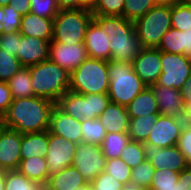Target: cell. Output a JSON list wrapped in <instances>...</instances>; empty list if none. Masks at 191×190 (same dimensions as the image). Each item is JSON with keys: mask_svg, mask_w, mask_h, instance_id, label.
<instances>
[{"mask_svg": "<svg viewBox=\"0 0 191 190\" xmlns=\"http://www.w3.org/2000/svg\"><path fill=\"white\" fill-rule=\"evenodd\" d=\"M125 0H98L91 10L93 14L104 16H123Z\"/></svg>", "mask_w": 191, "mask_h": 190, "instance_id": "obj_42", "label": "cell"}, {"mask_svg": "<svg viewBox=\"0 0 191 190\" xmlns=\"http://www.w3.org/2000/svg\"><path fill=\"white\" fill-rule=\"evenodd\" d=\"M160 114H149L146 116H140L136 118H130L128 135L132 141L146 142L150 132L151 127L156 122Z\"/></svg>", "mask_w": 191, "mask_h": 190, "instance_id": "obj_28", "label": "cell"}, {"mask_svg": "<svg viewBox=\"0 0 191 190\" xmlns=\"http://www.w3.org/2000/svg\"><path fill=\"white\" fill-rule=\"evenodd\" d=\"M108 61L87 58L70 73V91L104 94L109 91Z\"/></svg>", "mask_w": 191, "mask_h": 190, "instance_id": "obj_5", "label": "cell"}, {"mask_svg": "<svg viewBox=\"0 0 191 190\" xmlns=\"http://www.w3.org/2000/svg\"><path fill=\"white\" fill-rule=\"evenodd\" d=\"M87 58L88 54L84 43L66 44L57 41H50L49 43L48 59L69 73Z\"/></svg>", "mask_w": 191, "mask_h": 190, "instance_id": "obj_13", "label": "cell"}, {"mask_svg": "<svg viewBox=\"0 0 191 190\" xmlns=\"http://www.w3.org/2000/svg\"><path fill=\"white\" fill-rule=\"evenodd\" d=\"M55 103L50 99L32 96L12 100L1 122L20 134L39 133L49 129L50 114Z\"/></svg>", "mask_w": 191, "mask_h": 190, "instance_id": "obj_1", "label": "cell"}, {"mask_svg": "<svg viewBox=\"0 0 191 190\" xmlns=\"http://www.w3.org/2000/svg\"><path fill=\"white\" fill-rule=\"evenodd\" d=\"M46 163V157H28L27 159H21L17 170L28 179L36 180L46 185L49 180Z\"/></svg>", "mask_w": 191, "mask_h": 190, "instance_id": "obj_26", "label": "cell"}, {"mask_svg": "<svg viewBox=\"0 0 191 190\" xmlns=\"http://www.w3.org/2000/svg\"><path fill=\"white\" fill-rule=\"evenodd\" d=\"M122 190H146V189L138 187L137 185L129 182L126 185H124Z\"/></svg>", "mask_w": 191, "mask_h": 190, "instance_id": "obj_56", "label": "cell"}, {"mask_svg": "<svg viewBox=\"0 0 191 190\" xmlns=\"http://www.w3.org/2000/svg\"><path fill=\"white\" fill-rule=\"evenodd\" d=\"M86 184L82 174L74 166H69L49 176L45 190H76Z\"/></svg>", "mask_w": 191, "mask_h": 190, "instance_id": "obj_23", "label": "cell"}, {"mask_svg": "<svg viewBox=\"0 0 191 190\" xmlns=\"http://www.w3.org/2000/svg\"><path fill=\"white\" fill-rule=\"evenodd\" d=\"M98 0H81V8L92 10L97 5Z\"/></svg>", "mask_w": 191, "mask_h": 190, "instance_id": "obj_53", "label": "cell"}, {"mask_svg": "<svg viewBox=\"0 0 191 190\" xmlns=\"http://www.w3.org/2000/svg\"><path fill=\"white\" fill-rule=\"evenodd\" d=\"M22 16L10 5L0 6V33L9 34L11 32H18Z\"/></svg>", "mask_w": 191, "mask_h": 190, "instance_id": "obj_33", "label": "cell"}, {"mask_svg": "<svg viewBox=\"0 0 191 190\" xmlns=\"http://www.w3.org/2000/svg\"><path fill=\"white\" fill-rule=\"evenodd\" d=\"M76 143L68 141L62 136L55 135L48 131V152L46 164L49 176L56 174L65 167L72 166L77 149Z\"/></svg>", "mask_w": 191, "mask_h": 190, "instance_id": "obj_11", "label": "cell"}, {"mask_svg": "<svg viewBox=\"0 0 191 190\" xmlns=\"http://www.w3.org/2000/svg\"><path fill=\"white\" fill-rule=\"evenodd\" d=\"M19 32L21 35L40 38L50 42L53 35V19L27 13L22 16Z\"/></svg>", "mask_w": 191, "mask_h": 190, "instance_id": "obj_22", "label": "cell"}, {"mask_svg": "<svg viewBox=\"0 0 191 190\" xmlns=\"http://www.w3.org/2000/svg\"><path fill=\"white\" fill-rule=\"evenodd\" d=\"M7 84L13 99L34 96L30 70L28 67H22L10 80L7 81Z\"/></svg>", "mask_w": 191, "mask_h": 190, "instance_id": "obj_27", "label": "cell"}, {"mask_svg": "<svg viewBox=\"0 0 191 190\" xmlns=\"http://www.w3.org/2000/svg\"><path fill=\"white\" fill-rule=\"evenodd\" d=\"M162 73L153 85L181 89L191 75V59L183 54H173L161 51Z\"/></svg>", "mask_w": 191, "mask_h": 190, "instance_id": "obj_9", "label": "cell"}, {"mask_svg": "<svg viewBox=\"0 0 191 190\" xmlns=\"http://www.w3.org/2000/svg\"><path fill=\"white\" fill-rule=\"evenodd\" d=\"M160 115L177 119H184L185 101L179 89L168 88L162 85H150Z\"/></svg>", "mask_w": 191, "mask_h": 190, "instance_id": "obj_15", "label": "cell"}, {"mask_svg": "<svg viewBox=\"0 0 191 190\" xmlns=\"http://www.w3.org/2000/svg\"><path fill=\"white\" fill-rule=\"evenodd\" d=\"M34 96L58 101L70 88V73L55 62L47 59L28 66Z\"/></svg>", "mask_w": 191, "mask_h": 190, "instance_id": "obj_3", "label": "cell"}, {"mask_svg": "<svg viewBox=\"0 0 191 190\" xmlns=\"http://www.w3.org/2000/svg\"><path fill=\"white\" fill-rule=\"evenodd\" d=\"M49 41L21 35L16 57L23 67L38 64L48 59Z\"/></svg>", "mask_w": 191, "mask_h": 190, "instance_id": "obj_19", "label": "cell"}, {"mask_svg": "<svg viewBox=\"0 0 191 190\" xmlns=\"http://www.w3.org/2000/svg\"><path fill=\"white\" fill-rule=\"evenodd\" d=\"M5 126L2 124V122L0 121V132L1 130L4 128Z\"/></svg>", "mask_w": 191, "mask_h": 190, "instance_id": "obj_60", "label": "cell"}, {"mask_svg": "<svg viewBox=\"0 0 191 190\" xmlns=\"http://www.w3.org/2000/svg\"><path fill=\"white\" fill-rule=\"evenodd\" d=\"M5 176L6 170L0 169V190H5Z\"/></svg>", "mask_w": 191, "mask_h": 190, "instance_id": "obj_55", "label": "cell"}, {"mask_svg": "<svg viewBox=\"0 0 191 190\" xmlns=\"http://www.w3.org/2000/svg\"><path fill=\"white\" fill-rule=\"evenodd\" d=\"M9 4H10V0H0V6L1 7L9 5Z\"/></svg>", "mask_w": 191, "mask_h": 190, "instance_id": "obj_58", "label": "cell"}, {"mask_svg": "<svg viewBox=\"0 0 191 190\" xmlns=\"http://www.w3.org/2000/svg\"><path fill=\"white\" fill-rule=\"evenodd\" d=\"M171 25L181 31L191 28V5L179 3L171 6Z\"/></svg>", "mask_w": 191, "mask_h": 190, "instance_id": "obj_36", "label": "cell"}, {"mask_svg": "<svg viewBox=\"0 0 191 190\" xmlns=\"http://www.w3.org/2000/svg\"><path fill=\"white\" fill-rule=\"evenodd\" d=\"M48 152V130L39 133L21 134V159L46 157Z\"/></svg>", "mask_w": 191, "mask_h": 190, "instance_id": "obj_24", "label": "cell"}, {"mask_svg": "<svg viewBox=\"0 0 191 190\" xmlns=\"http://www.w3.org/2000/svg\"><path fill=\"white\" fill-rule=\"evenodd\" d=\"M120 158L130 167L134 168L146 160L143 143L130 140L123 149Z\"/></svg>", "mask_w": 191, "mask_h": 190, "instance_id": "obj_37", "label": "cell"}, {"mask_svg": "<svg viewBox=\"0 0 191 190\" xmlns=\"http://www.w3.org/2000/svg\"><path fill=\"white\" fill-rule=\"evenodd\" d=\"M171 27V6L156 5L134 22L143 48H158L163 35Z\"/></svg>", "mask_w": 191, "mask_h": 190, "instance_id": "obj_7", "label": "cell"}, {"mask_svg": "<svg viewBox=\"0 0 191 190\" xmlns=\"http://www.w3.org/2000/svg\"><path fill=\"white\" fill-rule=\"evenodd\" d=\"M48 131L76 144L82 142L81 121L62 111L56 104L50 114Z\"/></svg>", "mask_w": 191, "mask_h": 190, "instance_id": "obj_17", "label": "cell"}, {"mask_svg": "<svg viewBox=\"0 0 191 190\" xmlns=\"http://www.w3.org/2000/svg\"><path fill=\"white\" fill-rule=\"evenodd\" d=\"M21 134L4 127L0 132V169L17 170L21 161Z\"/></svg>", "mask_w": 191, "mask_h": 190, "instance_id": "obj_18", "label": "cell"}, {"mask_svg": "<svg viewBox=\"0 0 191 190\" xmlns=\"http://www.w3.org/2000/svg\"><path fill=\"white\" fill-rule=\"evenodd\" d=\"M157 5L174 6L180 3V0H155Z\"/></svg>", "mask_w": 191, "mask_h": 190, "instance_id": "obj_54", "label": "cell"}, {"mask_svg": "<svg viewBox=\"0 0 191 190\" xmlns=\"http://www.w3.org/2000/svg\"><path fill=\"white\" fill-rule=\"evenodd\" d=\"M184 123L191 126V96L185 101Z\"/></svg>", "mask_w": 191, "mask_h": 190, "instance_id": "obj_52", "label": "cell"}, {"mask_svg": "<svg viewBox=\"0 0 191 190\" xmlns=\"http://www.w3.org/2000/svg\"><path fill=\"white\" fill-rule=\"evenodd\" d=\"M93 190H122L124 185L105 171L99 173L90 183Z\"/></svg>", "mask_w": 191, "mask_h": 190, "instance_id": "obj_43", "label": "cell"}, {"mask_svg": "<svg viewBox=\"0 0 191 190\" xmlns=\"http://www.w3.org/2000/svg\"><path fill=\"white\" fill-rule=\"evenodd\" d=\"M110 102L127 106L147 85L139 78L129 61H108Z\"/></svg>", "mask_w": 191, "mask_h": 190, "instance_id": "obj_4", "label": "cell"}, {"mask_svg": "<svg viewBox=\"0 0 191 190\" xmlns=\"http://www.w3.org/2000/svg\"><path fill=\"white\" fill-rule=\"evenodd\" d=\"M158 49L166 53L183 54L182 31L171 27L163 35Z\"/></svg>", "mask_w": 191, "mask_h": 190, "instance_id": "obj_39", "label": "cell"}, {"mask_svg": "<svg viewBox=\"0 0 191 190\" xmlns=\"http://www.w3.org/2000/svg\"><path fill=\"white\" fill-rule=\"evenodd\" d=\"M12 96L7 82L0 81V116L2 117L12 103Z\"/></svg>", "mask_w": 191, "mask_h": 190, "instance_id": "obj_46", "label": "cell"}, {"mask_svg": "<svg viewBox=\"0 0 191 190\" xmlns=\"http://www.w3.org/2000/svg\"><path fill=\"white\" fill-rule=\"evenodd\" d=\"M19 39H21V34L19 31L11 32L9 34L0 33V49L16 56L19 46Z\"/></svg>", "mask_w": 191, "mask_h": 190, "instance_id": "obj_45", "label": "cell"}, {"mask_svg": "<svg viewBox=\"0 0 191 190\" xmlns=\"http://www.w3.org/2000/svg\"><path fill=\"white\" fill-rule=\"evenodd\" d=\"M146 160L150 161L154 169H168L180 173L190 164L177 146L159 148L143 142Z\"/></svg>", "mask_w": 191, "mask_h": 190, "instance_id": "obj_12", "label": "cell"}, {"mask_svg": "<svg viewBox=\"0 0 191 190\" xmlns=\"http://www.w3.org/2000/svg\"><path fill=\"white\" fill-rule=\"evenodd\" d=\"M179 174L180 173L168 169H155L148 190H176Z\"/></svg>", "mask_w": 191, "mask_h": 190, "instance_id": "obj_32", "label": "cell"}, {"mask_svg": "<svg viewBox=\"0 0 191 190\" xmlns=\"http://www.w3.org/2000/svg\"><path fill=\"white\" fill-rule=\"evenodd\" d=\"M176 190H191V165L180 172Z\"/></svg>", "mask_w": 191, "mask_h": 190, "instance_id": "obj_47", "label": "cell"}, {"mask_svg": "<svg viewBox=\"0 0 191 190\" xmlns=\"http://www.w3.org/2000/svg\"><path fill=\"white\" fill-rule=\"evenodd\" d=\"M93 13L90 9L60 10L53 19V35L51 41L66 44L84 43L85 34Z\"/></svg>", "mask_w": 191, "mask_h": 190, "instance_id": "obj_6", "label": "cell"}, {"mask_svg": "<svg viewBox=\"0 0 191 190\" xmlns=\"http://www.w3.org/2000/svg\"><path fill=\"white\" fill-rule=\"evenodd\" d=\"M184 124V119L159 115L146 143L159 148L175 146Z\"/></svg>", "mask_w": 191, "mask_h": 190, "instance_id": "obj_14", "label": "cell"}, {"mask_svg": "<svg viewBox=\"0 0 191 190\" xmlns=\"http://www.w3.org/2000/svg\"><path fill=\"white\" fill-rule=\"evenodd\" d=\"M129 118L160 114L150 86L145 87L127 106Z\"/></svg>", "mask_w": 191, "mask_h": 190, "instance_id": "obj_25", "label": "cell"}, {"mask_svg": "<svg viewBox=\"0 0 191 190\" xmlns=\"http://www.w3.org/2000/svg\"><path fill=\"white\" fill-rule=\"evenodd\" d=\"M131 170L130 168L120 157L107 159L105 165V172L114 176L123 185H126L130 182L131 179Z\"/></svg>", "mask_w": 191, "mask_h": 190, "instance_id": "obj_40", "label": "cell"}, {"mask_svg": "<svg viewBox=\"0 0 191 190\" xmlns=\"http://www.w3.org/2000/svg\"><path fill=\"white\" fill-rule=\"evenodd\" d=\"M30 13L43 18L54 19L60 11L57 0H31Z\"/></svg>", "mask_w": 191, "mask_h": 190, "instance_id": "obj_41", "label": "cell"}, {"mask_svg": "<svg viewBox=\"0 0 191 190\" xmlns=\"http://www.w3.org/2000/svg\"><path fill=\"white\" fill-rule=\"evenodd\" d=\"M22 67L16 56L0 49V81L7 82Z\"/></svg>", "mask_w": 191, "mask_h": 190, "instance_id": "obj_38", "label": "cell"}, {"mask_svg": "<svg viewBox=\"0 0 191 190\" xmlns=\"http://www.w3.org/2000/svg\"><path fill=\"white\" fill-rule=\"evenodd\" d=\"M110 102L108 93L79 94L68 90L55 103L62 111L74 119H97Z\"/></svg>", "mask_w": 191, "mask_h": 190, "instance_id": "obj_8", "label": "cell"}, {"mask_svg": "<svg viewBox=\"0 0 191 190\" xmlns=\"http://www.w3.org/2000/svg\"><path fill=\"white\" fill-rule=\"evenodd\" d=\"M82 142L101 146L106 136L105 126L97 119L81 121Z\"/></svg>", "mask_w": 191, "mask_h": 190, "instance_id": "obj_31", "label": "cell"}, {"mask_svg": "<svg viewBox=\"0 0 191 190\" xmlns=\"http://www.w3.org/2000/svg\"><path fill=\"white\" fill-rule=\"evenodd\" d=\"M180 3L191 5V0H180Z\"/></svg>", "mask_w": 191, "mask_h": 190, "instance_id": "obj_59", "label": "cell"}, {"mask_svg": "<svg viewBox=\"0 0 191 190\" xmlns=\"http://www.w3.org/2000/svg\"><path fill=\"white\" fill-rule=\"evenodd\" d=\"M106 160L101 146L80 142L77 145L72 166L90 184L99 173L105 170Z\"/></svg>", "mask_w": 191, "mask_h": 190, "instance_id": "obj_10", "label": "cell"}, {"mask_svg": "<svg viewBox=\"0 0 191 190\" xmlns=\"http://www.w3.org/2000/svg\"><path fill=\"white\" fill-rule=\"evenodd\" d=\"M176 146L184 154L187 162L191 165V126L190 125L184 124Z\"/></svg>", "mask_w": 191, "mask_h": 190, "instance_id": "obj_44", "label": "cell"}, {"mask_svg": "<svg viewBox=\"0 0 191 190\" xmlns=\"http://www.w3.org/2000/svg\"><path fill=\"white\" fill-rule=\"evenodd\" d=\"M183 55L191 59V28L182 31Z\"/></svg>", "mask_w": 191, "mask_h": 190, "instance_id": "obj_49", "label": "cell"}, {"mask_svg": "<svg viewBox=\"0 0 191 190\" xmlns=\"http://www.w3.org/2000/svg\"><path fill=\"white\" fill-rule=\"evenodd\" d=\"M181 95L184 98V101H186L191 96V75L186 80L183 87L180 89Z\"/></svg>", "mask_w": 191, "mask_h": 190, "instance_id": "obj_51", "label": "cell"}, {"mask_svg": "<svg viewBox=\"0 0 191 190\" xmlns=\"http://www.w3.org/2000/svg\"><path fill=\"white\" fill-rule=\"evenodd\" d=\"M109 44L110 41L108 40V35L93 19L87 28L84 39V45L87 49L88 57L92 59L110 61L111 51Z\"/></svg>", "mask_w": 191, "mask_h": 190, "instance_id": "obj_20", "label": "cell"}, {"mask_svg": "<svg viewBox=\"0 0 191 190\" xmlns=\"http://www.w3.org/2000/svg\"><path fill=\"white\" fill-rule=\"evenodd\" d=\"M130 140L128 132L106 133L103 143L101 144V149L105 158H119Z\"/></svg>", "mask_w": 191, "mask_h": 190, "instance_id": "obj_29", "label": "cell"}, {"mask_svg": "<svg viewBox=\"0 0 191 190\" xmlns=\"http://www.w3.org/2000/svg\"><path fill=\"white\" fill-rule=\"evenodd\" d=\"M98 119L105 126L106 133L128 132L130 118L126 106L109 102Z\"/></svg>", "mask_w": 191, "mask_h": 190, "instance_id": "obj_21", "label": "cell"}, {"mask_svg": "<svg viewBox=\"0 0 191 190\" xmlns=\"http://www.w3.org/2000/svg\"><path fill=\"white\" fill-rule=\"evenodd\" d=\"M154 171L155 169L150 161L145 160L141 164L132 168L130 182L138 187L148 190L151 185Z\"/></svg>", "mask_w": 191, "mask_h": 190, "instance_id": "obj_35", "label": "cell"}, {"mask_svg": "<svg viewBox=\"0 0 191 190\" xmlns=\"http://www.w3.org/2000/svg\"><path fill=\"white\" fill-rule=\"evenodd\" d=\"M5 190H45L42 183L28 179L18 170H6Z\"/></svg>", "mask_w": 191, "mask_h": 190, "instance_id": "obj_30", "label": "cell"}, {"mask_svg": "<svg viewBox=\"0 0 191 190\" xmlns=\"http://www.w3.org/2000/svg\"><path fill=\"white\" fill-rule=\"evenodd\" d=\"M93 19L103 28L110 41L111 60L132 62L143 46L137 38L134 22L123 16L93 14Z\"/></svg>", "mask_w": 191, "mask_h": 190, "instance_id": "obj_2", "label": "cell"}, {"mask_svg": "<svg viewBox=\"0 0 191 190\" xmlns=\"http://www.w3.org/2000/svg\"><path fill=\"white\" fill-rule=\"evenodd\" d=\"M60 10L81 9V0H57Z\"/></svg>", "mask_w": 191, "mask_h": 190, "instance_id": "obj_50", "label": "cell"}, {"mask_svg": "<svg viewBox=\"0 0 191 190\" xmlns=\"http://www.w3.org/2000/svg\"><path fill=\"white\" fill-rule=\"evenodd\" d=\"M156 5L155 0H125L123 17L135 22Z\"/></svg>", "mask_w": 191, "mask_h": 190, "instance_id": "obj_34", "label": "cell"}, {"mask_svg": "<svg viewBox=\"0 0 191 190\" xmlns=\"http://www.w3.org/2000/svg\"><path fill=\"white\" fill-rule=\"evenodd\" d=\"M31 0H10V6L22 15L30 13Z\"/></svg>", "mask_w": 191, "mask_h": 190, "instance_id": "obj_48", "label": "cell"}, {"mask_svg": "<svg viewBox=\"0 0 191 190\" xmlns=\"http://www.w3.org/2000/svg\"><path fill=\"white\" fill-rule=\"evenodd\" d=\"M76 190H93L91 184L87 183L86 185L76 189Z\"/></svg>", "mask_w": 191, "mask_h": 190, "instance_id": "obj_57", "label": "cell"}, {"mask_svg": "<svg viewBox=\"0 0 191 190\" xmlns=\"http://www.w3.org/2000/svg\"><path fill=\"white\" fill-rule=\"evenodd\" d=\"M133 69L139 78L147 85L157 82L162 73L161 51L158 48H143L132 61Z\"/></svg>", "mask_w": 191, "mask_h": 190, "instance_id": "obj_16", "label": "cell"}]
</instances>
